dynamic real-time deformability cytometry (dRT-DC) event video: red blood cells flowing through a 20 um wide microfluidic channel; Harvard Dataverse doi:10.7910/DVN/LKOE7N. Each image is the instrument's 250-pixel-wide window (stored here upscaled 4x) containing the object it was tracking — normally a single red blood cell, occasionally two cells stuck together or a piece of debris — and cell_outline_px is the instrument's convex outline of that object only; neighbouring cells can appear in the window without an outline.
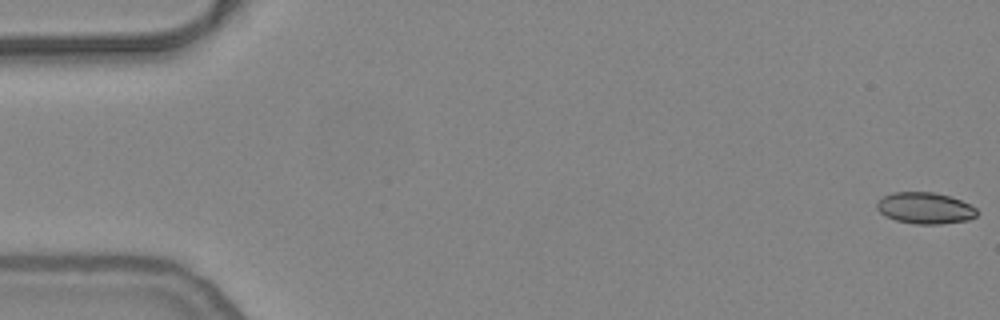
{"species": "common noctule bat (a hibernating species)", "species_latin": "Nyctalus noctula", "temperature_condition": "warm", "stored_images_in_passage": 23, "camera_frame_rate_fps": 3000, "um_per_image_px": 0.085, "animal": {"sex": "female", "body_mass_g": 24.6, "forearm_length_mm": 56.2}, "frame": {"image": 1, "passage_image": 1, "time_ms": 0.0, "image_size_px": [1000, 320], "cell_outline_px": [[980, 212], [976, 216], [968, 220], [940, 224], [916, 224], [896, 220], [884, 216], [876, 208], [876, 204], [884, 196], [892, 192], [936, 192], [960, 200], [976, 208]], "centroid_in_image_um": [78.63, 17.69], "position_along_channel_um": 6.4, "area_um2": 18.32}}
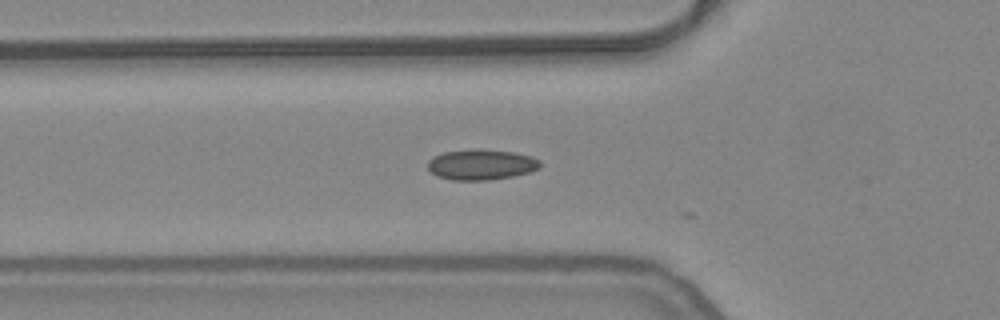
{"frame": {"image": 2, "passage_image": 19, "time_ms": 6.0, "image_size_px": [1000, 320], "cell_outline_px": [[540, 168], [532, 172], [512, 176], [488, 180], [452, 180], [436, 176], [428, 168], [428, 160], [432, 156], [444, 152], [480, 148], [516, 152], [532, 156], [540, 160]], "centroid_in_image_um": [40.92, 13.98], "position_along_channel_um": 84.9, "area_um2": 20.29}}
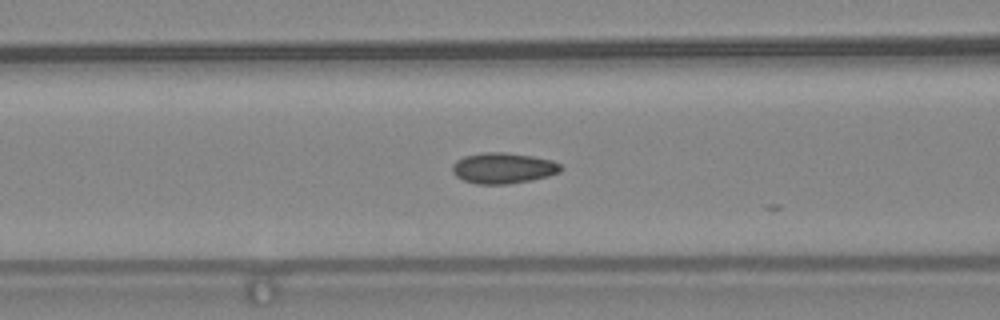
{"frame": {"image": 3, "passage_image": 22, "time_ms": 7.0, "image_size_px": [1000, 320], "cell_outline_px": [[564, 168], [560, 172], [548, 176], [532, 180], [508, 184], [476, 184], [464, 180], [456, 176], [452, 172], [452, 164], [456, 160], [464, 156], [484, 152], [508, 152], [532, 156], [552, 160], [560, 164]], "centroid_in_image_um": [42.78, 14.28], "position_along_channel_um": 123.8, "area_um2": 19.65}}